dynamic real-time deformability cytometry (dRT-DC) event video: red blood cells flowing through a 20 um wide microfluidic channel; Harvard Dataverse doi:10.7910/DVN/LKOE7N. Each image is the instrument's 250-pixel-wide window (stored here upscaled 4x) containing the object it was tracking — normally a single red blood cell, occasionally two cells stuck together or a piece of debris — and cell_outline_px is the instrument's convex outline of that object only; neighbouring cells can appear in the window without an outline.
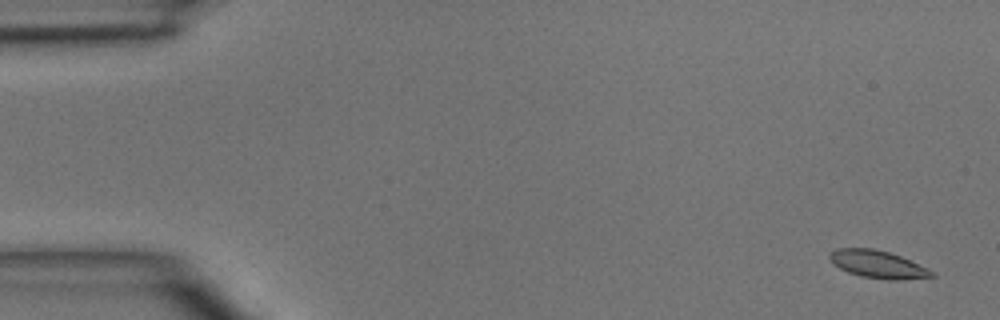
{"species": "common noctule bat (a hibernating species)", "species_latin": "Nyctalus noctula", "temperature_condition": "room temperature", "stored_images_in_passage": 10, "camera_frame_rate_fps": 3000, "um_per_image_px": 0.085, "animal": {"sex": "male", "body_mass_g": 15.6}, "frame": {"image": 1, "passage_image": 2, "time_ms": 0.333, "image_size_px": [1000, 320], "cell_outline_px": [[936, 276], [900, 280], [888, 280], [860, 276], [848, 272], [832, 264], [828, 256], [836, 248], [872, 248], [888, 252], [900, 256], [928, 268], [936, 272]], "centroid_in_image_um": [74.62, 22.47], "position_along_channel_um": 10.4, "area_um2": 16.47}}